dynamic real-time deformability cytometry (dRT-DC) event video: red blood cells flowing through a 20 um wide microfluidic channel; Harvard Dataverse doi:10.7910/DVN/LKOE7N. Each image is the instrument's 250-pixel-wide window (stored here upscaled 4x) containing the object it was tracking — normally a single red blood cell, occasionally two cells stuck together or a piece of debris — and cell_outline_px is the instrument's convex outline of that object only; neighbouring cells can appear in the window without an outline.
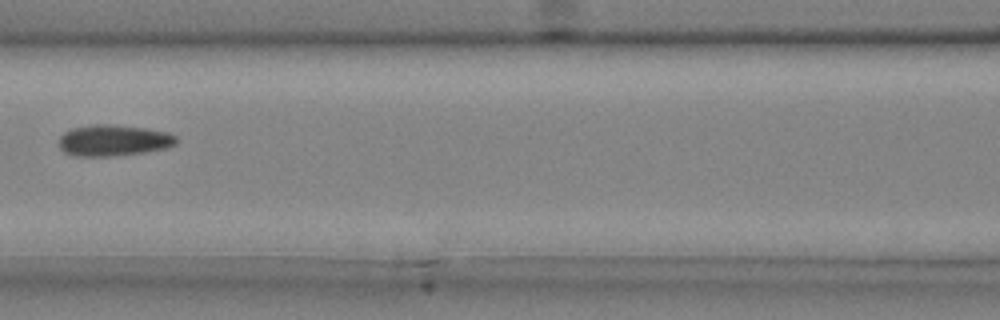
{"species": "common noctule bat (a hibernating species)", "species_latin": "Nyctalus noctula", "temperature_condition": "cold", "stored_images_in_passage": 4, "camera_frame_rate_fps": 3000, "um_per_image_px": 0.085, "animal": {"sex": "male", "body_mass_g": 20.4}, "frame": {"image": 1, "passage_image": 4, "time_ms": 1.0, "image_size_px": [1000, 320], "cell_outline_px": [[176, 144], [168, 148], [144, 152], [116, 156], [72, 156], [64, 152], [60, 148], [60, 136], [64, 132], [72, 128], [96, 124], [108, 124], [144, 128], [168, 132], [176, 136]], "centroid_in_image_um": [9.65, 11.94], "position_along_channel_um": 157.0, "area_um2": 21.39}}